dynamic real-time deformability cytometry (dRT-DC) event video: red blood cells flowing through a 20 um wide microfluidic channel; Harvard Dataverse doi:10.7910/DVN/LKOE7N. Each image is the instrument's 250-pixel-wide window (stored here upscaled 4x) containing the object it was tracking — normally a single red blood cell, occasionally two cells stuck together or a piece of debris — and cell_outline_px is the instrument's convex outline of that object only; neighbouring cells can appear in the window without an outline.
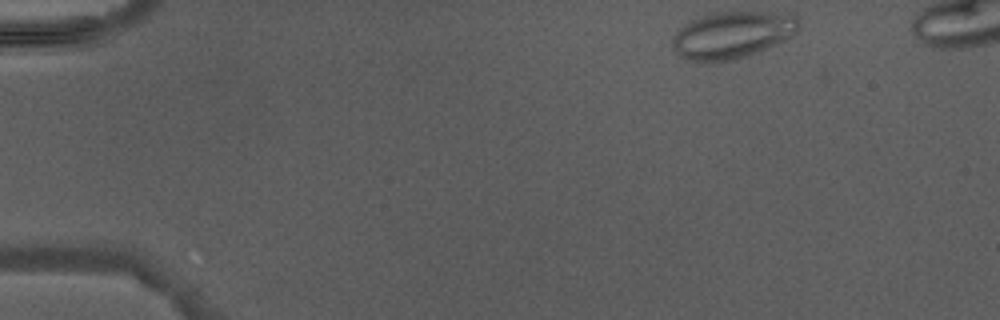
{"species": "Egyptian fruit bat (a non-hibernating species)", "species_latin": "Rousettus aegyptiacus", "temperature_condition": "warm", "stored_images_in_passage": 4, "camera_frame_rate_fps": 3000, "um_per_image_px": 0.085, "animal": {"sex": "male"}, "frame": {"image": 1, "passage_image": 1, "time_ms": 0.0, "image_size_px": [1000, 320], "cell_outline_px": [[800, 24], [796, 32], [756, 52], [732, 60], [688, 60], [676, 52], [672, 44], [672, 40], [676, 32], [684, 24], [708, 12], [788, 12], [796, 16]], "centroid_in_image_um": [62.23, 2.91], "position_along_channel_um": 22.8, "area_um2": 33.87}}